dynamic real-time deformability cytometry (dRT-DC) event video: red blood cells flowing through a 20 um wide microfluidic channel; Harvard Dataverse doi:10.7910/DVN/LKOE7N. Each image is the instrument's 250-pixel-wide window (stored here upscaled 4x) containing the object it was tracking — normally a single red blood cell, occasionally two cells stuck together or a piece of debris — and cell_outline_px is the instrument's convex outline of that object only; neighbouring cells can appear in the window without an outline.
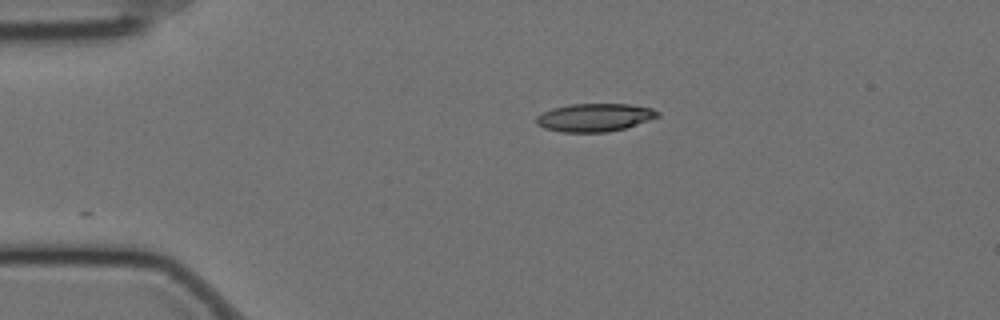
{"species": "Egyptian fruit bat (a non-hibernating species)", "species_latin": "Rousettus aegyptiacus", "temperature_condition": "cold", "stored_images_in_passage": 22, "camera_frame_rate_fps": 3000, "um_per_image_px": 0.085, "animal": {"sex": "female"}, "frame": {"image": 1, "passage_image": 1, "time_ms": 0.0, "image_size_px": [1000, 320], "cell_outline_px": [[660, 116], [624, 128], [608, 132], [564, 132], [544, 128], [536, 124], [536, 116], [552, 108], [572, 104], [628, 104], [652, 108], [660, 112]], "centroid_in_image_um": [50.54, 9.98], "position_along_channel_um": 34.5, "area_um2": 19.71}}
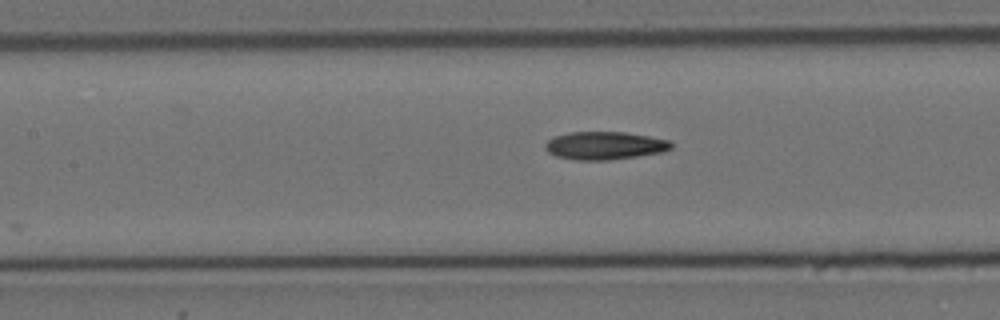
{"frame": {"image": 2, "passage_image": 15, "time_ms": 4.667, "image_size_px": [1000, 320], "cell_outline_px": [[672, 148], [664, 152], [608, 160], [576, 160], [556, 156], [548, 152], [544, 148], [544, 144], [552, 136], [568, 132], [624, 132], [672, 140]], "centroid_in_image_um": [51.39, 12.37], "position_along_channel_um": 156.0, "area_um2": 20.69}}
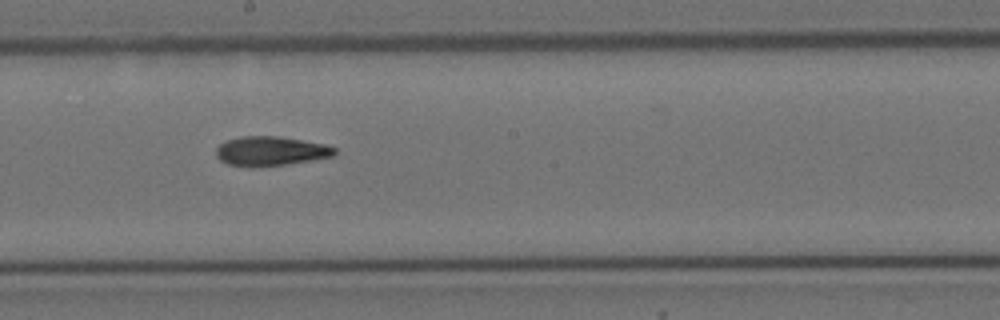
{"frame": {"image": 3, "passage_image": 21, "time_ms": 6.667, "image_size_px": [1000, 320], "cell_outline_px": [[336, 152], [332, 156], [284, 164], [248, 168], [228, 164], [220, 160], [216, 156], [216, 148], [220, 144], [228, 140], [240, 136], [280, 136], [324, 144], [336, 148]], "centroid_in_image_um": [22.95, 12.84], "position_along_channel_um": 225.3, "area_um2": 20.17}}